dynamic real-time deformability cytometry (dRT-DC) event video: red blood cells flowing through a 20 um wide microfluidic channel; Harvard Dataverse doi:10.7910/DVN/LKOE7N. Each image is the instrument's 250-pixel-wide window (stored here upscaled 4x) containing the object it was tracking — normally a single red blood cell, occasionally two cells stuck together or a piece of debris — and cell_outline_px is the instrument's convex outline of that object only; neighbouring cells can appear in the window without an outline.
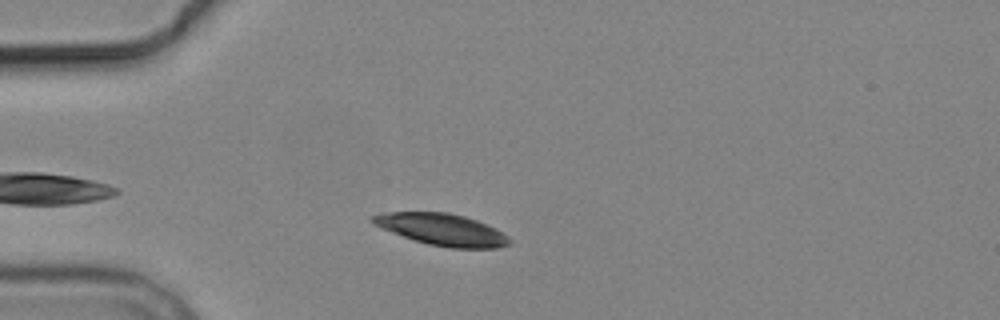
{"species": "common noctule bat (a hibernating species)", "species_latin": "Nyctalus noctula", "temperature_condition": "cold", "stored_images_in_passage": 1, "camera_frame_rate_fps": 3000, "um_per_image_px": 0.085, "animal": {"sex": "male", "body_mass_g": 19.2, "forearm_length_mm": 51.8}, "frame": {"image": 1, "passage_image": 1, "time_ms": 0.0, "image_size_px": [1000, 320], "cell_outline_px": [[512, 244], [496, 248], [448, 248], [428, 244], [392, 232], [372, 224], [368, 220], [368, 216], [388, 212], [448, 212], [464, 216], [488, 224], [496, 228], [508, 236], [512, 240]], "centroid_in_image_um": [37.58, 19.5], "position_along_channel_um": 47.4, "area_um2": 25.49}}